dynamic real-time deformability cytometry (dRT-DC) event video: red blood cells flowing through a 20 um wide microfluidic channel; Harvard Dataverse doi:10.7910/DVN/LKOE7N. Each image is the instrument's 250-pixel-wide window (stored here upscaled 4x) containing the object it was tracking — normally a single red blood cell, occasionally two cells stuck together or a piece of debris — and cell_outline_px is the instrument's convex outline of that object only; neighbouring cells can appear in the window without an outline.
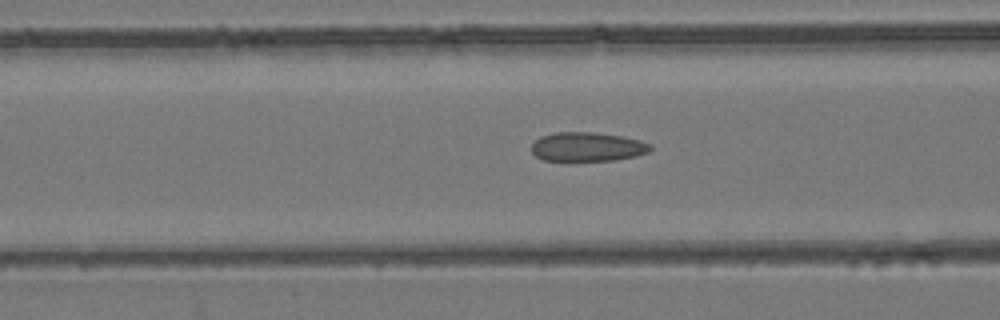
{"species": "common noctule bat (a hibernating species)", "species_latin": "Nyctalus noctula", "temperature_condition": "room temperature", "stored_images_in_passage": 49, "camera_frame_rate_fps": 3000, "um_per_image_px": 0.085, "animal": {"sex": "female", "body_mass_g": 24.6, "forearm_length_mm": 56.2}, "frame": {"image": 1, "passage_image": 17, "time_ms": 5.333, "image_size_px": [1000, 320], "cell_outline_px": [[652, 148], [648, 152], [636, 156], [616, 160], [544, 160], [536, 156], [532, 152], [532, 144], [540, 136], [556, 132], [592, 132], [624, 136], [640, 140], [652, 144]], "centroid_in_image_um": [49.96, 12.47], "position_along_channel_um": 116.6, "area_um2": 20.17}}
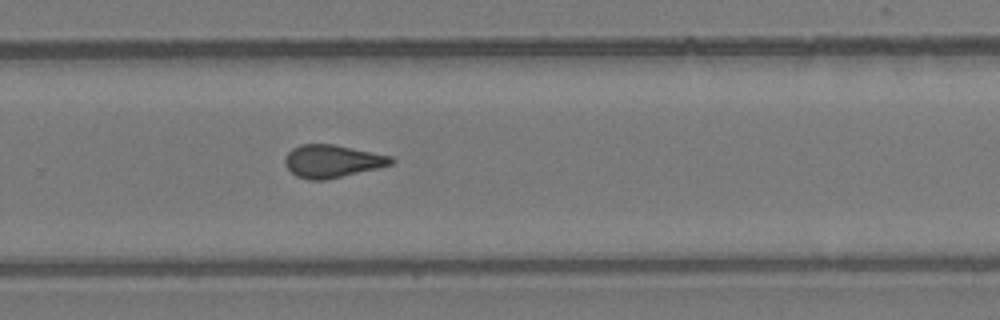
{"frame": {"image": 2, "passage_image": 31, "time_ms": 10.0, "image_size_px": [1000, 320], "cell_outline_px": [[396, 160], [392, 164], [328, 180], [308, 180], [296, 176], [284, 164], [284, 160], [288, 152], [292, 148], [300, 144], [336, 144], [392, 156]], "centroid_in_image_um": [28.23, 13.69], "position_along_channel_um": 301.6, "area_um2": 20.4}}
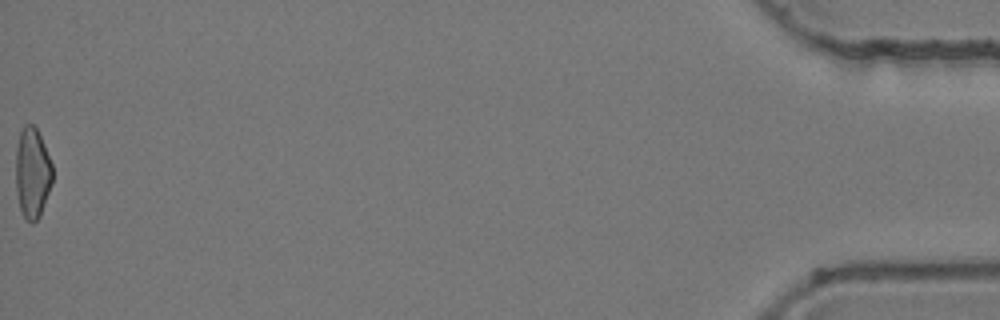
{"frame": {"image": 3, "passage_image": 49, "time_ms": 16.0, "image_size_px": [1000, 320], "cell_outline_px": [[52, 184], [40, 216], [32, 224], [24, 220], [20, 208], [16, 188], [16, 148], [20, 132], [24, 124], [32, 124], [36, 128], [44, 144], [52, 164]], "centroid_in_image_um": [2.75, 14.72], "position_along_channel_um": 432.5, "area_um2": 19.48}, "authors_computed_cell_mechanics": {"area_um2": 20.3456, "velocity_mm_per_s": 3.966, "shape_relaxation_time_tau1_ms": null, "shape_relaxation_time_tau2_ms": 2.4451, "deformation_change_tau1": null, "deformation_change_tau2": 0.1061}}